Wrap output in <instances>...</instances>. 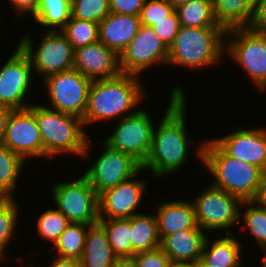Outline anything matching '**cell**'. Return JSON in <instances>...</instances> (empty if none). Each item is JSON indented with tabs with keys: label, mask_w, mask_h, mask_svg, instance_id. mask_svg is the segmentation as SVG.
<instances>
[{
	"label": "cell",
	"mask_w": 266,
	"mask_h": 267,
	"mask_svg": "<svg viewBox=\"0 0 266 267\" xmlns=\"http://www.w3.org/2000/svg\"><path fill=\"white\" fill-rule=\"evenodd\" d=\"M171 99L165 115L154 127L152 146L148 158L142 165L158 179L180 170L187 160L189 141L186 133V98L183 88L171 90Z\"/></svg>",
	"instance_id": "cell-1"
},
{
	"label": "cell",
	"mask_w": 266,
	"mask_h": 267,
	"mask_svg": "<svg viewBox=\"0 0 266 267\" xmlns=\"http://www.w3.org/2000/svg\"><path fill=\"white\" fill-rule=\"evenodd\" d=\"M205 141L196 154L214 177L211 185L241 201H253L264 172L253 164L229 156L213 139Z\"/></svg>",
	"instance_id": "cell-2"
},
{
	"label": "cell",
	"mask_w": 266,
	"mask_h": 267,
	"mask_svg": "<svg viewBox=\"0 0 266 267\" xmlns=\"http://www.w3.org/2000/svg\"><path fill=\"white\" fill-rule=\"evenodd\" d=\"M143 91L137 75L121 73L115 78L92 80L83 117L84 127L135 113L131 109L139 105L144 97Z\"/></svg>",
	"instance_id": "cell-3"
},
{
	"label": "cell",
	"mask_w": 266,
	"mask_h": 267,
	"mask_svg": "<svg viewBox=\"0 0 266 267\" xmlns=\"http://www.w3.org/2000/svg\"><path fill=\"white\" fill-rule=\"evenodd\" d=\"M29 109L38 124L44 158L53 159L60 153L86 158L89 154V138L81 118L40 104H32Z\"/></svg>",
	"instance_id": "cell-4"
},
{
	"label": "cell",
	"mask_w": 266,
	"mask_h": 267,
	"mask_svg": "<svg viewBox=\"0 0 266 267\" xmlns=\"http://www.w3.org/2000/svg\"><path fill=\"white\" fill-rule=\"evenodd\" d=\"M226 30L223 27H184L168 47L170 66L180 65L192 69L216 65L225 51Z\"/></svg>",
	"instance_id": "cell-5"
},
{
	"label": "cell",
	"mask_w": 266,
	"mask_h": 267,
	"mask_svg": "<svg viewBox=\"0 0 266 267\" xmlns=\"http://www.w3.org/2000/svg\"><path fill=\"white\" fill-rule=\"evenodd\" d=\"M32 35H24L18 45L29 56L34 72L46 77L73 69L74 49L61 31H46L37 49Z\"/></svg>",
	"instance_id": "cell-6"
},
{
	"label": "cell",
	"mask_w": 266,
	"mask_h": 267,
	"mask_svg": "<svg viewBox=\"0 0 266 267\" xmlns=\"http://www.w3.org/2000/svg\"><path fill=\"white\" fill-rule=\"evenodd\" d=\"M225 39L228 55L246 71L260 91H266V35L248 27L233 28L226 30Z\"/></svg>",
	"instance_id": "cell-7"
},
{
	"label": "cell",
	"mask_w": 266,
	"mask_h": 267,
	"mask_svg": "<svg viewBox=\"0 0 266 267\" xmlns=\"http://www.w3.org/2000/svg\"><path fill=\"white\" fill-rule=\"evenodd\" d=\"M51 189L55 206L70 223L99 221V195L84 175L75 181L55 183Z\"/></svg>",
	"instance_id": "cell-8"
},
{
	"label": "cell",
	"mask_w": 266,
	"mask_h": 267,
	"mask_svg": "<svg viewBox=\"0 0 266 267\" xmlns=\"http://www.w3.org/2000/svg\"><path fill=\"white\" fill-rule=\"evenodd\" d=\"M241 203L238 197L210 185L193 201L197 225L207 232L223 229L231 234L230 228L240 222Z\"/></svg>",
	"instance_id": "cell-9"
},
{
	"label": "cell",
	"mask_w": 266,
	"mask_h": 267,
	"mask_svg": "<svg viewBox=\"0 0 266 267\" xmlns=\"http://www.w3.org/2000/svg\"><path fill=\"white\" fill-rule=\"evenodd\" d=\"M51 109L77 116L83 120L92 80L70 69L42 79Z\"/></svg>",
	"instance_id": "cell-10"
},
{
	"label": "cell",
	"mask_w": 266,
	"mask_h": 267,
	"mask_svg": "<svg viewBox=\"0 0 266 267\" xmlns=\"http://www.w3.org/2000/svg\"><path fill=\"white\" fill-rule=\"evenodd\" d=\"M118 121L115 131L104 142L111 148L132 156L143 165L152 146L155 127L153 120L147 111L139 109Z\"/></svg>",
	"instance_id": "cell-11"
},
{
	"label": "cell",
	"mask_w": 266,
	"mask_h": 267,
	"mask_svg": "<svg viewBox=\"0 0 266 267\" xmlns=\"http://www.w3.org/2000/svg\"><path fill=\"white\" fill-rule=\"evenodd\" d=\"M103 146L99 159L83 174L98 195L143 171L142 165L132 156L111 148L105 142Z\"/></svg>",
	"instance_id": "cell-12"
},
{
	"label": "cell",
	"mask_w": 266,
	"mask_h": 267,
	"mask_svg": "<svg viewBox=\"0 0 266 267\" xmlns=\"http://www.w3.org/2000/svg\"><path fill=\"white\" fill-rule=\"evenodd\" d=\"M33 72L29 56L18 45L0 69V107L21 110L32 105L24 101L32 85Z\"/></svg>",
	"instance_id": "cell-13"
},
{
	"label": "cell",
	"mask_w": 266,
	"mask_h": 267,
	"mask_svg": "<svg viewBox=\"0 0 266 267\" xmlns=\"http://www.w3.org/2000/svg\"><path fill=\"white\" fill-rule=\"evenodd\" d=\"M168 62V47L152 27L141 25L139 32L119 55L122 74L139 75L151 65Z\"/></svg>",
	"instance_id": "cell-14"
},
{
	"label": "cell",
	"mask_w": 266,
	"mask_h": 267,
	"mask_svg": "<svg viewBox=\"0 0 266 267\" xmlns=\"http://www.w3.org/2000/svg\"><path fill=\"white\" fill-rule=\"evenodd\" d=\"M3 144L25 161L30 157H43V142L38 124L29 108L11 111Z\"/></svg>",
	"instance_id": "cell-15"
},
{
	"label": "cell",
	"mask_w": 266,
	"mask_h": 267,
	"mask_svg": "<svg viewBox=\"0 0 266 267\" xmlns=\"http://www.w3.org/2000/svg\"><path fill=\"white\" fill-rule=\"evenodd\" d=\"M229 156L266 173V128L241 129L213 139Z\"/></svg>",
	"instance_id": "cell-16"
},
{
	"label": "cell",
	"mask_w": 266,
	"mask_h": 267,
	"mask_svg": "<svg viewBox=\"0 0 266 267\" xmlns=\"http://www.w3.org/2000/svg\"><path fill=\"white\" fill-rule=\"evenodd\" d=\"M145 189V181L136 180L133 176L131 179L105 190L99 195V218H131L138 214L135 210L141 204Z\"/></svg>",
	"instance_id": "cell-17"
},
{
	"label": "cell",
	"mask_w": 266,
	"mask_h": 267,
	"mask_svg": "<svg viewBox=\"0 0 266 267\" xmlns=\"http://www.w3.org/2000/svg\"><path fill=\"white\" fill-rule=\"evenodd\" d=\"M73 68L91 80L115 78L121 74L119 55L99 40L74 50Z\"/></svg>",
	"instance_id": "cell-18"
},
{
	"label": "cell",
	"mask_w": 266,
	"mask_h": 267,
	"mask_svg": "<svg viewBox=\"0 0 266 267\" xmlns=\"http://www.w3.org/2000/svg\"><path fill=\"white\" fill-rule=\"evenodd\" d=\"M203 229L179 230L160 239V248L172 264L193 265L200 261L207 234Z\"/></svg>",
	"instance_id": "cell-19"
},
{
	"label": "cell",
	"mask_w": 266,
	"mask_h": 267,
	"mask_svg": "<svg viewBox=\"0 0 266 267\" xmlns=\"http://www.w3.org/2000/svg\"><path fill=\"white\" fill-rule=\"evenodd\" d=\"M141 25L139 16L110 13L98 24L99 41L120 55Z\"/></svg>",
	"instance_id": "cell-20"
},
{
	"label": "cell",
	"mask_w": 266,
	"mask_h": 267,
	"mask_svg": "<svg viewBox=\"0 0 266 267\" xmlns=\"http://www.w3.org/2000/svg\"><path fill=\"white\" fill-rule=\"evenodd\" d=\"M156 213L160 239L179 230L201 229L196 222L193 202L187 200L164 202L157 207Z\"/></svg>",
	"instance_id": "cell-21"
},
{
	"label": "cell",
	"mask_w": 266,
	"mask_h": 267,
	"mask_svg": "<svg viewBox=\"0 0 266 267\" xmlns=\"http://www.w3.org/2000/svg\"><path fill=\"white\" fill-rule=\"evenodd\" d=\"M117 258L107 239L104 226L99 221L88 224L84 249L80 258L81 267H114Z\"/></svg>",
	"instance_id": "cell-22"
},
{
	"label": "cell",
	"mask_w": 266,
	"mask_h": 267,
	"mask_svg": "<svg viewBox=\"0 0 266 267\" xmlns=\"http://www.w3.org/2000/svg\"><path fill=\"white\" fill-rule=\"evenodd\" d=\"M207 235L200 262L207 267H243L241 242L232 233L210 243ZM211 245V246H210Z\"/></svg>",
	"instance_id": "cell-23"
},
{
	"label": "cell",
	"mask_w": 266,
	"mask_h": 267,
	"mask_svg": "<svg viewBox=\"0 0 266 267\" xmlns=\"http://www.w3.org/2000/svg\"><path fill=\"white\" fill-rule=\"evenodd\" d=\"M212 5L217 23L229 30L250 25L255 0H212Z\"/></svg>",
	"instance_id": "cell-24"
},
{
	"label": "cell",
	"mask_w": 266,
	"mask_h": 267,
	"mask_svg": "<svg viewBox=\"0 0 266 267\" xmlns=\"http://www.w3.org/2000/svg\"><path fill=\"white\" fill-rule=\"evenodd\" d=\"M132 256L135 253L160 247V237L155 215L135 214L131 217Z\"/></svg>",
	"instance_id": "cell-25"
},
{
	"label": "cell",
	"mask_w": 266,
	"mask_h": 267,
	"mask_svg": "<svg viewBox=\"0 0 266 267\" xmlns=\"http://www.w3.org/2000/svg\"><path fill=\"white\" fill-rule=\"evenodd\" d=\"M70 17L71 0H39V7L33 16L35 22L47 31H61Z\"/></svg>",
	"instance_id": "cell-26"
},
{
	"label": "cell",
	"mask_w": 266,
	"mask_h": 267,
	"mask_svg": "<svg viewBox=\"0 0 266 267\" xmlns=\"http://www.w3.org/2000/svg\"><path fill=\"white\" fill-rule=\"evenodd\" d=\"M104 226L113 253L118 258L132 257L131 218H99Z\"/></svg>",
	"instance_id": "cell-27"
},
{
	"label": "cell",
	"mask_w": 266,
	"mask_h": 267,
	"mask_svg": "<svg viewBox=\"0 0 266 267\" xmlns=\"http://www.w3.org/2000/svg\"><path fill=\"white\" fill-rule=\"evenodd\" d=\"M184 27H221L214 16L212 0H191L176 8Z\"/></svg>",
	"instance_id": "cell-28"
},
{
	"label": "cell",
	"mask_w": 266,
	"mask_h": 267,
	"mask_svg": "<svg viewBox=\"0 0 266 267\" xmlns=\"http://www.w3.org/2000/svg\"><path fill=\"white\" fill-rule=\"evenodd\" d=\"M24 162L22 157L0 144V198H13Z\"/></svg>",
	"instance_id": "cell-29"
},
{
	"label": "cell",
	"mask_w": 266,
	"mask_h": 267,
	"mask_svg": "<svg viewBox=\"0 0 266 267\" xmlns=\"http://www.w3.org/2000/svg\"><path fill=\"white\" fill-rule=\"evenodd\" d=\"M87 228V224L70 223L53 244V248L57 250L56 255L61 258L80 259L84 249Z\"/></svg>",
	"instance_id": "cell-30"
},
{
	"label": "cell",
	"mask_w": 266,
	"mask_h": 267,
	"mask_svg": "<svg viewBox=\"0 0 266 267\" xmlns=\"http://www.w3.org/2000/svg\"><path fill=\"white\" fill-rule=\"evenodd\" d=\"M61 32L66 36L74 50L99 40L97 23L74 17H70Z\"/></svg>",
	"instance_id": "cell-31"
},
{
	"label": "cell",
	"mask_w": 266,
	"mask_h": 267,
	"mask_svg": "<svg viewBox=\"0 0 266 267\" xmlns=\"http://www.w3.org/2000/svg\"><path fill=\"white\" fill-rule=\"evenodd\" d=\"M242 206L247 207L243 210L244 213L240 212L239 221L244 222L261 250L266 249V209L255 206L254 201H242Z\"/></svg>",
	"instance_id": "cell-32"
},
{
	"label": "cell",
	"mask_w": 266,
	"mask_h": 267,
	"mask_svg": "<svg viewBox=\"0 0 266 267\" xmlns=\"http://www.w3.org/2000/svg\"><path fill=\"white\" fill-rule=\"evenodd\" d=\"M14 199L0 198V251L4 255L6 246L14 237L18 223L19 204Z\"/></svg>",
	"instance_id": "cell-33"
},
{
	"label": "cell",
	"mask_w": 266,
	"mask_h": 267,
	"mask_svg": "<svg viewBox=\"0 0 266 267\" xmlns=\"http://www.w3.org/2000/svg\"><path fill=\"white\" fill-rule=\"evenodd\" d=\"M109 14V0H71V17L99 24Z\"/></svg>",
	"instance_id": "cell-34"
},
{
	"label": "cell",
	"mask_w": 266,
	"mask_h": 267,
	"mask_svg": "<svg viewBox=\"0 0 266 267\" xmlns=\"http://www.w3.org/2000/svg\"><path fill=\"white\" fill-rule=\"evenodd\" d=\"M70 224L66 216L58 209H48L37 220V232L41 238L56 242L60 234Z\"/></svg>",
	"instance_id": "cell-35"
},
{
	"label": "cell",
	"mask_w": 266,
	"mask_h": 267,
	"mask_svg": "<svg viewBox=\"0 0 266 267\" xmlns=\"http://www.w3.org/2000/svg\"><path fill=\"white\" fill-rule=\"evenodd\" d=\"M174 10L175 8L167 0H146L139 15L141 24L152 27Z\"/></svg>",
	"instance_id": "cell-36"
},
{
	"label": "cell",
	"mask_w": 266,
	"mask_h": 267,
	"mask_svg": "<svg viewBox=\"0 0 266 267\" xmlns=\"http://www.w3.org/2000/svg\"><path fill=\"white\" fill-rule=\"evenodd\" d=\"M180 21L176 9L165 19L155 23L152 28L161 38L164 44L169 47L174 37L179 33Z\"/></svg>",
	"instance_id": "cell-37"
},
{
	"label": "cell",
	"mask_w": 266,
	"mask_h": 267,
	"mask_svg": "<svg viewBox=\"0 0 266 267\" xmlns=\"http://www.w3.org/2000/svg\"><path fill=\"white\" fill-rule=\"evenodd\" d=\"M132 257L137 262L138 267H171L172 265L171 260L160 247L135 253Z\"/></svg>",
	"instance_id": "cell-38"
},
{
	"label": "cell",
	"mask_w": 266,
	"mask_h": 267,
	"mask_svg": "<svg viewBox=\"0 0 266 267\" xmlns=\"http://www.w3.org/2000/svg\"><path fill=\"white\" fill-rule=\"evenodd\" d=\"M146 0H109L110 13L139 16Z\"/></svg>",
	"instance_id": "cell-39"
},
{
	"label": "cell",
	"mask_w": 266,
	"mask_h": 267,
	"mask_svg": "<svg viewBox=\"0 0 266 267\" xmlns=\"http://www.w3.org/2000/svg\"><path fill=\"white\" fill-rule=\"evenodd\" d=\"M248 28L266 35V0H255L252 21Z\"/></svg>",
	"instance_id": "cell-40"
},
{
	"label": "cell",
	"mask_w": 266,
	"mask_h": 267,
	"mask_svg": "<svg viewBox=\"0 0 266 267\" xmlns=\"http://www.w3.org/2000/svg\"><path fill=\"white\" fill-rule=\"evenodd\" d=\"M9 4L15 9V13H18L20 16L26 13L34 16L35 12L39 7V0H9Z\"/></svg>",
	"instance_id": "cell-41"
},
{
	"label": "cell",
	"mask_w": 266,
	"mask_h": 267,
	"mask_svg": "<svg viewBox=\"0 0 266 267\" xmlns=\"http://www.w3.org/2000/svg\"><path fill=\"white\" fill-rule=\"evenodd\" d=\"M253 201L261 208L266 209V173L262 176L257 195Z\"/></svg>",
	"instance_id": "cell-42"
},
{
	"label": "cell",
	"mask_w": 266,
	"mask_h": 267,
	"mask_svg": "<svg viewBox=\"0 0 266 267\" xmlns=\"http://www.w3.org/2000/svg\"><path fill=\"white\" fill-rule=\"evenodd\" d=\"M49 267H81L80 259L56 257Z\"/></svg>",
	"instance_id": "cell-43"
},
{
	"label": "cell",
	"mask_w": 266,
	"mask_h": 267,
	"mask_svg": "<svg viewBox=\"0 0 266 267\" xmlns=\"http://www.w3.org/2000/svg\"><path fill=\"white\" fill-rule=\"evenodd\" d=\"M11 111L9 108L0 107V144H3L6 124Z\"/></svg>",
	"instance_id": "cell-44"
},
{
	"label": "cell",
	"mask_w": 266,
	"mask_h": 267,
	"mask_svg": "<svg viewBox=\"0 0 266 267\" xmlns=\"http://www.w3.org/2000/svg\"><path fill=\"white\" fill-rule=\"evenodd\" d=\"M114 267H138V264L133 257H124L117 258Z\"/></svg>",
	"instance_id": "cell-45"
},
{
	"label": "cell",
	"mask_w": 266,
	"mask_h": 267,
	"mask_svg": "<svg viewBox=\"0 0 266 267\" xmlns=\"http://www.w3.org/2000/svg\"><path fill=\"white\" fill-rule=\"evenodd\" d=\"M175 9L191 0H167Z\"/></svg>",
	"instance_id": "cell-46"
},
{
	"label": "cell",
	"mask_w": 266,
	"mask_h": 267,
	"mask_svg": "<svg viewBox=\"0 0 266 267\" xmlns=\"http://www.w3.org/2000/svg\"><path fill=\"white\" fill-rule=\"evenodd\" d=\"M171 267H193L192 265L172 264Z\"/></svg>",
	"instance_id": "cell-47"
},
{
	"label": "cell",
	"mask_w": 266,
	"mask_h": 267,
	"mask_svg": "<svg viewBox=\"0 0 266 267\" xmlns=\"http://www.w3.org/2000/svg\"><path fill=\"white\" fill-rule=\"evenodd\" d=\"M193 267H207L203 265L200 261L196 262L195 264L192 265Z\"/></svg>",
	"instance_id": "cell-48"
},
{
	"label": "cell",
	"mask_w": 266,
	"mask_h": 267,
	"mask_svg": "<svg viewBox=\"0 0 266 267\" xmlns=\"http://www.w3.org/2000/svg\"><path fill=\"white\" fill-rule=\"evenodd\" d=\"M266 251V249H264V252ZM262 267H266V252H265V255L263 257V264H262Z\"/></svg>",
	"instance_id": "cell-49"
},
{
	"label": "cell",
	"mask_w": 266,
	"mask_h": 267,
	"mask_svg": "<svg viewBox=\"0 0 266 267\" xmlns=\"http://www.w3.org/2000/svg\"><path fill=\"white\" fill-rule=\"evenodd\" d=\"M2 258L5 259L6 257H5V255L0 251V260H2Z\"/></svg>",
	"instance_id": "cell-50"
}]
</instances>
